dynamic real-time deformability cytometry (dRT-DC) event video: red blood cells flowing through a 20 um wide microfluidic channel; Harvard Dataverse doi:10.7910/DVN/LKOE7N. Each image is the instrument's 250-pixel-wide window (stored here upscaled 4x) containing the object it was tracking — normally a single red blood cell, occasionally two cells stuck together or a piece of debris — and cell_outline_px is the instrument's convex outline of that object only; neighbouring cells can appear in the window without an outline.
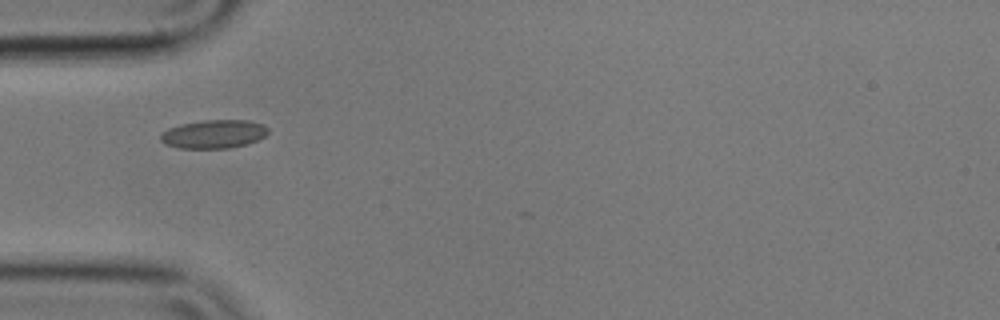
{"species": "common noctule bat (a hibernating species)", "species_latin": "Nyctalus noctula", "temperature_condition": "cold", "stored_images_in_passage": 21, "camera_frame_rate_fps": 3000, "um_per_image_px": 0.085, "animal": {"sex": "male", "body_mass_g": 17.9}, "frame": {"image": 1, "passage_image": 1, "time_ms": 0.0, "image_size_px": [1000, 320], "cell_outline_px": [[268, 132], [264, 136], [248, 144], [228, 148], [180, 148], [164, 144], [160, 140], [160, 136], [168, 128], [180, 124], [204, 120], [248, 120], [264, 124], [268, 128]], "centroid_in_image_um": [18.17, 11.39], "position_along_channel_um": 66.8, "area_um2": 17.86}}
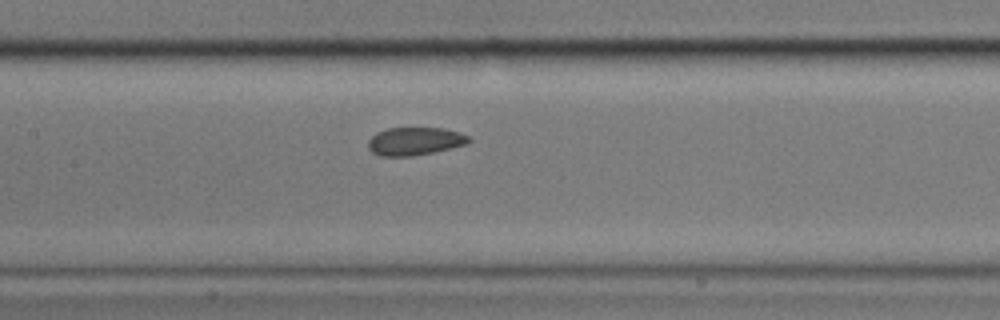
{"frame": {"image": 2, "passage_image": 10, "time_ms": 3.0, "image_size_px": [1000, 320], "cell_outline_px": [[472, 140], [468, 144], [432, 152], [412, 156], [380, 156], [372, 152], [368, 148], [368, 140], [376, 132], [388, 128], [444, 128], [460, 132], [468, 136]], "centroid_in_image_um": [35.26, 12.0], "position_along_channel_um": 172.1, "area_um2": 16.47}}
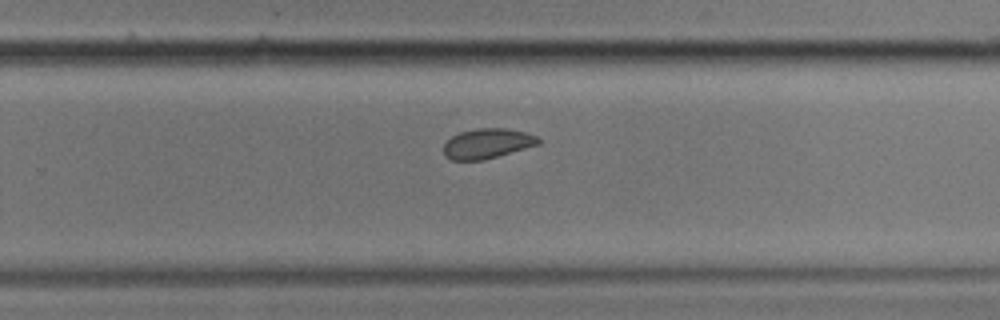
{"frame": {"image": 3, "passage_image": 20, "time_ms": 6.333, "image_size_px": [1000, 320], "cell_outline_px": [[540, 144], [484, 160], [452, 160], [444, 156], [444, 144], [452, 136], [460, 132], [480, 128], [504, 128], [524, 132], [536, 136], [540, 140]], "centroid_in_image_um": [41.41, 12.21], "position_along_channel_um": 288.4, "area_um2": 16.42}}